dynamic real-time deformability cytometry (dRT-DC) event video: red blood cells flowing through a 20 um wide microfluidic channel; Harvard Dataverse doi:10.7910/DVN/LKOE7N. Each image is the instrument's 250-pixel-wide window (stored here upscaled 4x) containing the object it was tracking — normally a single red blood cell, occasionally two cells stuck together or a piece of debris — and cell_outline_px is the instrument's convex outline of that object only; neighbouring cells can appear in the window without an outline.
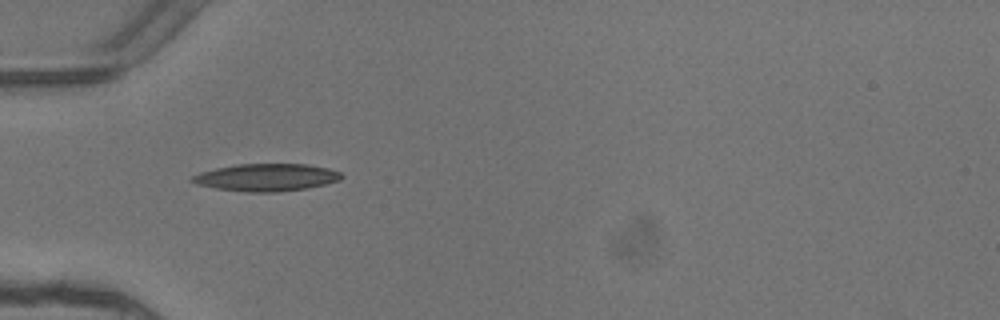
{"species": "common noctule bat (a hibernating species)", "species_latin": "Nyctalus noctula", "temperature_condition": "warm", "stored_images_in_passage": 3, "camera_frame_rate_fps": 3000, "um_per_image_px": 0.085, "animal": {"sex": "female"}, "frame": {"image": 1, "passage_image": 1, "time_ms": 0.0, "image_size_px": [1000, 320], "cell_outline_px": [[344, 176], [340, 180], [308, 188], [280, 192], [248, 192], [216, 188], [196, 184], [188, 180], [192, 176], [200, 172], [216, 168], [236, 164], [308, 164], [328, 168], [340, 172]], "centroid_in_image_um": [22.64, 15.08], "position_along_channel_um": 62.4, "area_um2": 23.93}}
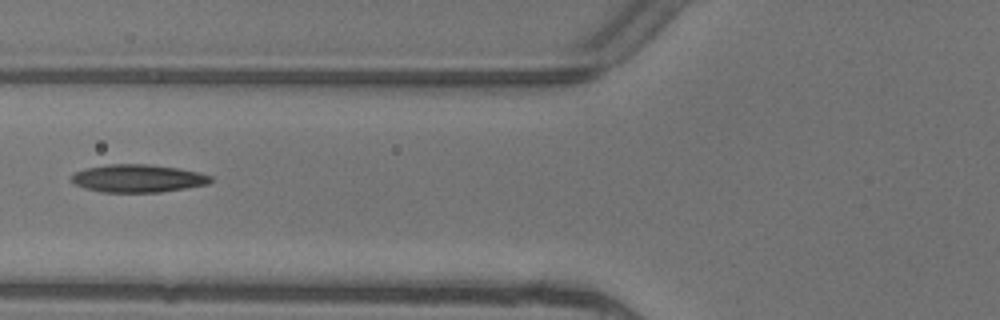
{"frame": {"image": 2, "passage_image": 2, "time_ms": 0.333, "image_size_px": [1000, 320], "cell_outline_px": [[212, 180], [208, 184], [160, 192], [104, 192], [84, 188], [76, 184], [72, 180], [72, 176], [76, 172], [84, 168], [108, 164], [148, 164], [176, 168], [200, 172], [212, 176]], "centroid_in_image_um": [11.73, 15.16], "position_along_channel_um": 114.1, "area_um2": 22.43}}
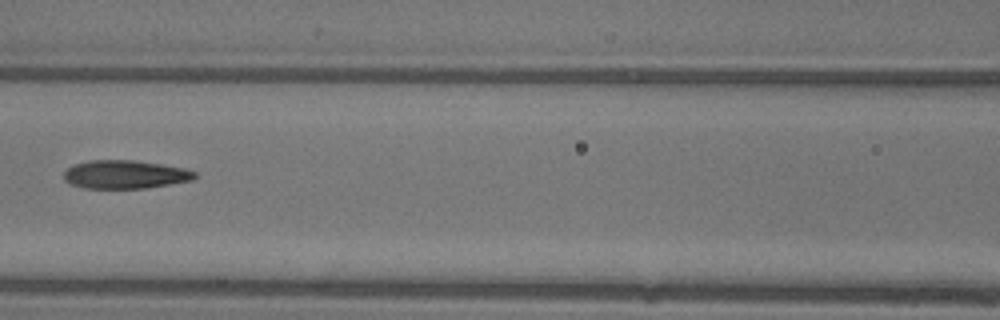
{"frame": {"image": 3, "passage_image": 3, "time_ms": 0.667, "image_size_px": [1000, 320], "cell_outline_px": [[196, 176], [192, 180], [144, 188], [84, 188], [72, 184], [64, 180], [64, 172], [68, 168], [76, 164], [88, 160], [132, 160], [160, 164], [184, 168], [196, 172]], "centroid_in_image_um": [10.61, 14.82], "position_along_channel_um": 156.0, "area_um2": 21.39}}